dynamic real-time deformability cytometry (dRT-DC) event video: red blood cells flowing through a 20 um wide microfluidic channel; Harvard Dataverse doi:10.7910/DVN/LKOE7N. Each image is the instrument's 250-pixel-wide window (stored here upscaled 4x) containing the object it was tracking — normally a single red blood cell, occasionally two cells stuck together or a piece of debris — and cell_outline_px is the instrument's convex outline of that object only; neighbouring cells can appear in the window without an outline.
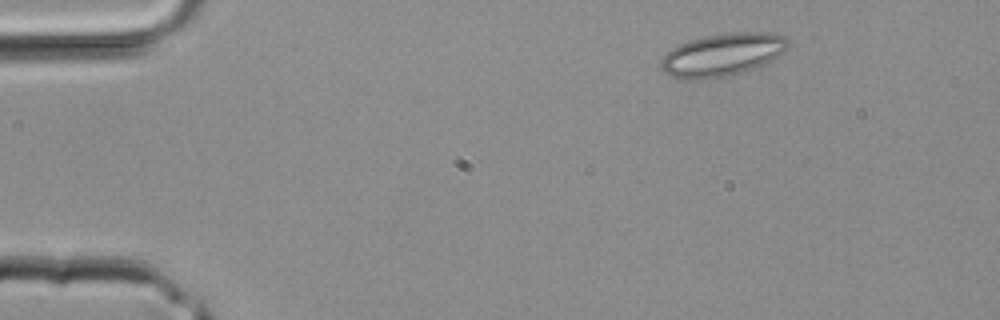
{"species": "common noctule bat (a hibernating species)", "species_latin": "Nyctalus noctula", "temperature_condition": "room temperature", "stored_images_in_passage": 2, "camera_frame_rate_fps": 3000, "um_per_image_px": 0.085, "animal": {"sex": "male", "body_mass_g": 20.4}, "frame": {"image": 1, "passage_image": 1, "time_ms": 0.0, "image_size_px": [1000, 320], "cell_outline_px": [[788, 48], [784, 52], [772, 60], [764, 64], [728, 76], [708, 80], [676, 80], [664, 72], [660, 68], [660, 60], [672, 48], [680, 44], [692, 40], [708, 36], [736, 32], [764, 32], [788, 36]], "centroid_in_image_um": [61.39, 4.68], "position_along_channel_um": 23.6, "area_um2": 31.85}}